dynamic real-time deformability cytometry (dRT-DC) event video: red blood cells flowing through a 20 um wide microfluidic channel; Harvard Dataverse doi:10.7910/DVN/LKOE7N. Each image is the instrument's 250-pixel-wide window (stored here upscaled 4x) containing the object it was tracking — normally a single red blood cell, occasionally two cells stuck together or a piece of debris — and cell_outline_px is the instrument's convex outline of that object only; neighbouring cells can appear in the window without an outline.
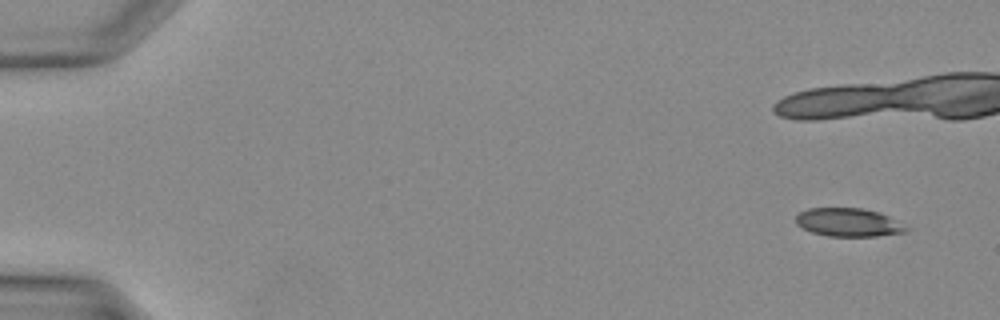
{"species": "Egyptian fruit bat (a non-hibernating species)", "species_latin": "Rousettus aegyptiacus", "temperature_condition": "warm", "stored_images_in_passage": 18, "camera_frame_rate_fps": 3000, "um_per_image_px": 0.085, "animal": {"sex": "female"}, "frame": {"image": 1, "passage_image": 1, "time_ms": 0.0, "image_size_px": [1000, 320], "cell_outline_px": [[908, 228], [904, 232], [876, 236], [828, 236], [812, 232], [796, 224], [796, 216], [800, 212], [808, 208], [860, 208], [876, 212], [888, 216]], "centroid_in_image_um": [72.07, 18.9], "position_along_channel_um": 12.9, "area_um2": 17.86}}